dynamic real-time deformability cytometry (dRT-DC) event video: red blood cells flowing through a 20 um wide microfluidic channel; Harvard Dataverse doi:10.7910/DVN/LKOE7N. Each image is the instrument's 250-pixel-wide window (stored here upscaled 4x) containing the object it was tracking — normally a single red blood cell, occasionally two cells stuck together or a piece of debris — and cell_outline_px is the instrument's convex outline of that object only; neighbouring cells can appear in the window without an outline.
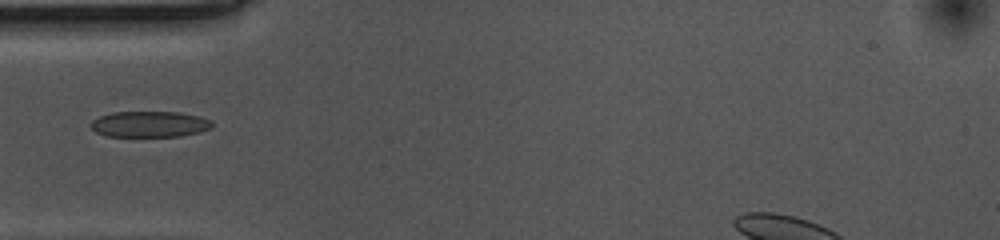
{"species": "common noctule bat (a hibernating species)", "species_latin": "Nyctalus noctula", "temperature_condition": "cold", "stored_images_in_passage": 37, "camera_frame_rate_fps": 3000, "um_per_image_px": 0.085, "animal": {"sex": "female", "body_mass_g": 10.0, "forearm_length_mm": 53.1}, "frame": {"image": 1, "passage_image": 1, "time_ms": 0.0, "image_size_px": [1000, 240], "cell_outline_px": [[212, 128], [200, 132], [180, 136], [104, 136], [96, 132], [92, 128], [92, 120], [100, 116], [112, 112], [180, 112], [200, 116], [212, 120]], "centroid_in_image_um": [12.75, 10.55], "position_along_channel_um": 72.2, "area_um2": 18.38}}
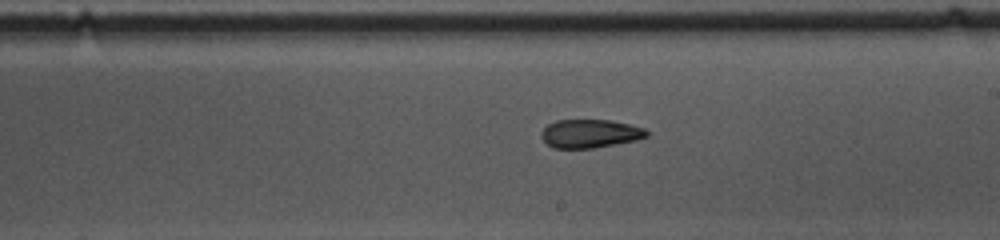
{"frame": {"image": 2, "passage_image": 15, "time_ms": 4.667, "image_size_px": [1000, 240], "cell_outline_px": [[648, 136], [636, 140], [616, 144], [592, 148], [552, 148], [540, 136], [540, 132], [548, 124], [556, 120], [612, 120], [644, 128], [648, 132]], "centroid_in_image_um": [50.14, 11.35], "position_along_channel_um": 238.9, "area_um2": 17.46}}
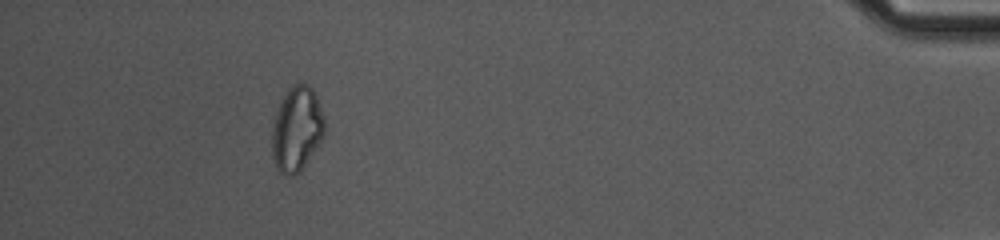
{"frame": {"image": 3, "passage_image": 35, "time_ms": 11.333, "image_size_px": [1000, 240], "cell_outline_px": [[324, 136], [300, 172], [292, 176], [288, 176], [280, 172], [276, 168], [272, 156], [272, 128], [276, 112], [284, 96], [292, 84], [308, 84], [312, 88], [316, 96], [324, 116]], "centroid_in_image_um": [25.22, 10.99], "position_along_channel_um": 410.0, "area_um2": 25.84}}